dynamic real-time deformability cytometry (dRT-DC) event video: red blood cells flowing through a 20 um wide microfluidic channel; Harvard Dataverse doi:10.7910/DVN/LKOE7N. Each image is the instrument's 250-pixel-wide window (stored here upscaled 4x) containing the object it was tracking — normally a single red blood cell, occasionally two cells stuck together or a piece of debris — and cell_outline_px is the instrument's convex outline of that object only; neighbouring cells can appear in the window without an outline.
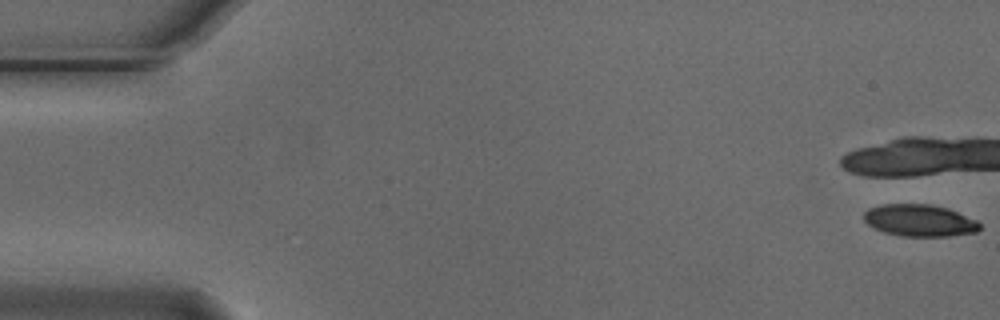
{"species": "Egyptian fruit bat (a non-hibernating species)", "species_latin": "Rousettus aegyptiacus", "temperature_condition": "cold", "stored_images_in_passage": 9, "camera_frame_rate_fps": 3000, "um_per_image_px": 0.085, "animal": {"sex": "male"}, "frame": {"image": 1, "passage_image": 1, "time_ms": 0.0, "image_size_px": [1000, 320], "cell_outline_px": [[980, 228], [976, 232], [948, 236], [900, 236], [884, 232], [868, 224], [864, 220], [864, 212], [868, 208], [880, 204], [928, 204], [948, 208], [976, 220], [980, 224]], "centroid_in_image_um": [78.15, 18.73], "position_along_channel_um": 6.9, "area_um2": 21.5}}